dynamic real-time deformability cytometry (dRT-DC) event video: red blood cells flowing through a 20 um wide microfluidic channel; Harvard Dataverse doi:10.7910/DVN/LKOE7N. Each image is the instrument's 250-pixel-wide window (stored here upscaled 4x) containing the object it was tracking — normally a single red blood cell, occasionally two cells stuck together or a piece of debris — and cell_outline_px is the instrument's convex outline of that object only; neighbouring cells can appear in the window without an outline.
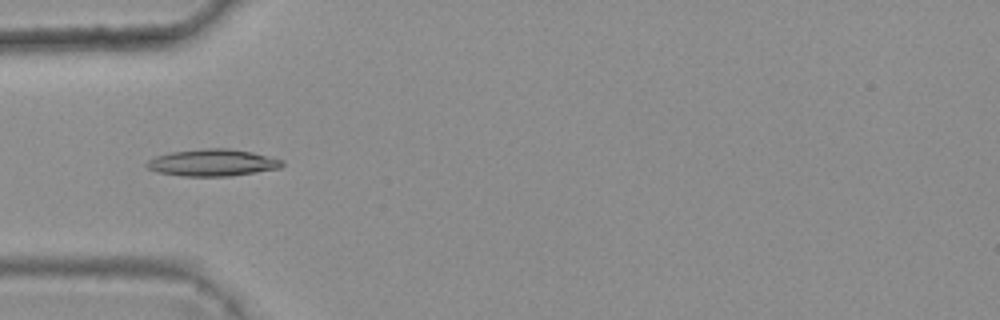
{"species": "common noctule bat (a hibernating species)", "species_latin": "Nyctalus noctula", "temperature_condition": "warm", "stored_images_in_passage": 7, "camera_frame_rate_fps": 3000, "um_per_image_px": 0.085, "animal": {"sex": "female", "body_mass_g": 25.1}, "frame": {"image": 1, "passage_image": 4, "time_ms": 1.0, "image_size_px": [1000, 320], "cell_outline_px": [[284, 164], [280, 168], [232, 176], [180, 176], [156, 172], [148, 168], [144, 164], [148, 160], [156, 156], [172, 152], [208, 148], [228, 148], [252, 152], [284, 160]], "centroid_in_image_um": [18.07, 13.83], "position_along_channel_um": 66.9, "area_um2": 21.27}}
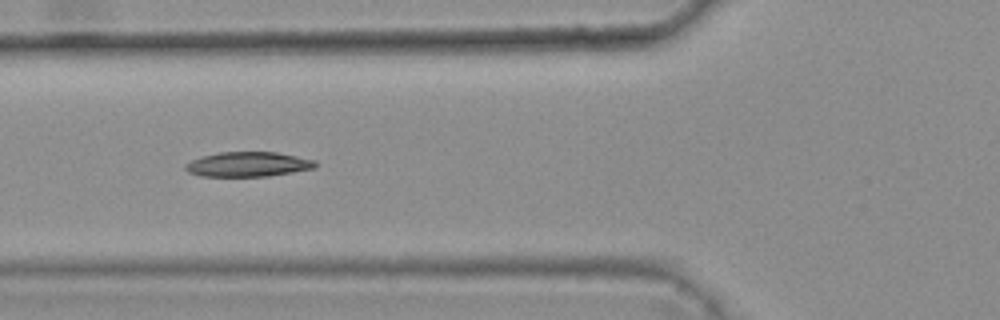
{"frame": {"image": 2, "passage_image": 5, "time_ms": 1.333, "image_size_px": [1000, 320], "cell_outline_px": [[316, 168], [268, 176], [200, 176], [188, 172], [184, 168], [184, 164], [200, 156], [220, 152], [276, 152], [316, 160]], "centroid_in_image_um": [21.06, 13.96], "position_along_channel_um": 104.7, "area_um2": 18.79}}
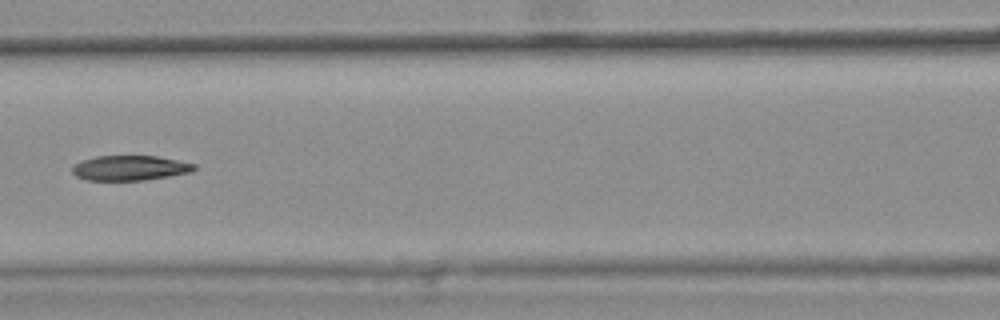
{"frame": {"image": 3, "passage_image": 6, "time_ms": 1.667, "image_size_px": [1000, 320], "cell_outline_px": [[196, 168], [192, 172], [144, 180], [88, 180], [76, 176], [72, 172], [72, 168], [80, 160], [96, 156], [156, 156], [196, 164]], "centroid_in_image_um": [11.03, 14.27], "position_along_channel_um": 155.6, "area_um2": 17.63}}